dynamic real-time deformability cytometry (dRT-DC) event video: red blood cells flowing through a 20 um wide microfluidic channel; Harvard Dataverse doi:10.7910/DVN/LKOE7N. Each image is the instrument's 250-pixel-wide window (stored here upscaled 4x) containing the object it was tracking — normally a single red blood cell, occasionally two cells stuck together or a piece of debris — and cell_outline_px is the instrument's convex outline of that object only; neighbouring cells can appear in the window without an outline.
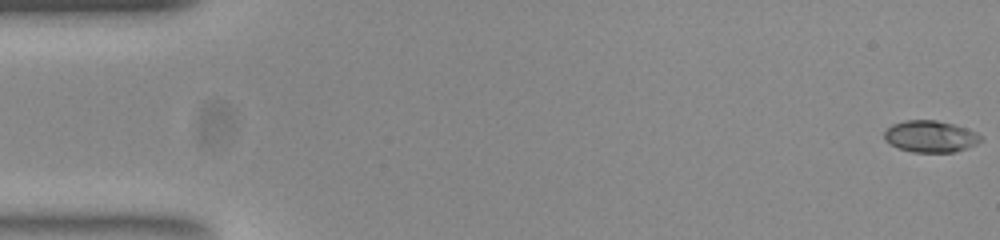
{"species": "common noctule bat (a hibernating species)", "species_latin": "Nyctalus noctula", "temperature_condition": "room temperature", "stored_images_in_passage": 12, "camera_frame_rate_fps": 3000, "um_per_image_px": 0.085, "animal": {"sex": "female", "body_mass_g": 23.0, "forearm_length_mm": 53.4}, "frame": {"image": 1, "passage_image": 1, "time_ms": 0.0, "image_size_px": [1000, 240], "cell_outline_px": [[984, 140], [968, 148], [956, 152], [912, 152], [896, 148], [888, 144], [884, 140], [884, 132], [892, 124], [904, 120], [936, 120], [952, 124], [976, 132]], "centroid_in_image_um": [79.05, 11.61], "position_along_channel_um": 5.9, "area_um2": 17.98}}